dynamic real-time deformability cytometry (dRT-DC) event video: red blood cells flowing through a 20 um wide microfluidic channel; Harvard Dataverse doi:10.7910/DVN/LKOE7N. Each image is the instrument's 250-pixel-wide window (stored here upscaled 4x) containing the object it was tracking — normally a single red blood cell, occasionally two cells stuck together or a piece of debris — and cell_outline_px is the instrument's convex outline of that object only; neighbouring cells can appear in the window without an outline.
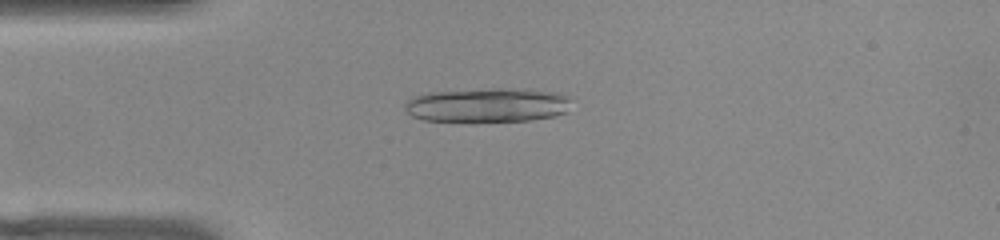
{"species": "common noctule bat (a hibernating species)", "species_latin": "Nyctalus noctula", "temperature_condition": "warm", "stored_images_in_passage": 48, "camera_frame_rate_fps": 3000, "um_per_image_px": 0.085, "animal": {"sex": "female", "body_mass_g": 22.0, "forearm_length_mm": 56.7}, "frame": {"image": 1, "passage_image": 12, "time_ms": 3.667, "image_size_px": [1000, 240], "cell_outline_px": [[568, 100], [564, 112], [556, 116], [528, 120], [472, 124], [424, 120], [412, 116], [404, 108], [404, 104], [412, 96], [428, 92], [496, 88], [532, 88], [560, 92], [568, 96]], "centroid_in_image_um": [41.39, 8.95], "position_along_channel_um": 43.6, "area_um2": 34.51}}